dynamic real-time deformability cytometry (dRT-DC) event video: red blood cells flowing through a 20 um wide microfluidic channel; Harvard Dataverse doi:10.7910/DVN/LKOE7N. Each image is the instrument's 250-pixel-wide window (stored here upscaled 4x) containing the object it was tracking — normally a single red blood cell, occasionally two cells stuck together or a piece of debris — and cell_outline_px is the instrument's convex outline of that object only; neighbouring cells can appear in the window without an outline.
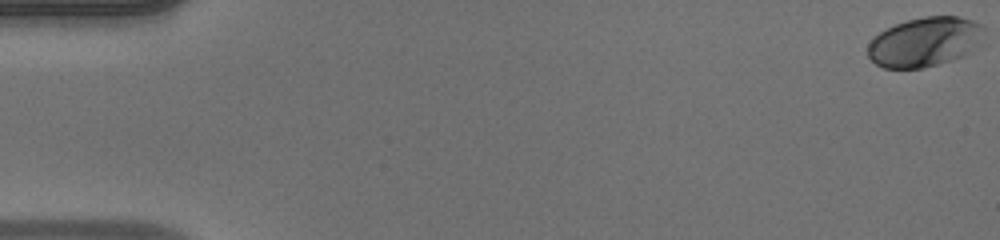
{"species": "human", "species_latin": "Homo sapiens", "temperature_condition": "warm", "stored_images_in_passage": 50, "camera_frame_rate_fps": 3000, "um_per_image_px": 0.085, "donor": {"sex": "male"}, "frame": {"image": 1, "passage_image": 1, "time_ms": 0.0, "image_size_px": [1000, 240], "cell_outline_px": [[984, 48], [964, 56], [952, 60], [924, 68], [884, 68], [876, 64], [868, 56], [868, 44], [880, 32], [896, 24], [908, 20], [924, 16], [956, 16], [972, 20], [980, 24], [984, 28]], "centroid_in_image_um": [78.72, 3.57], "position_along_channel_um": 6.3, "area_um2": 34.1}}
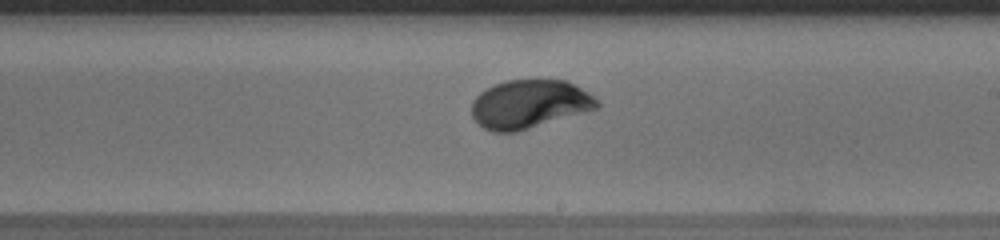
{"frame": {"image": 2, "passage_image": 30, "time_ms": 9.667, "image_size_px": [1000, 240], "cell_outline_px": [[600, 108], [516, 132], [492, 132], [484, 128], [472, 116], [472, 100], [480, 92], [496, 84], [508, 80], [568, 80], [588, 92], [600, 104]], "centroid_in_image_um": [45.01, 8.85], "position_along_channel_um": 244.0, "area_um2": 35.37}}
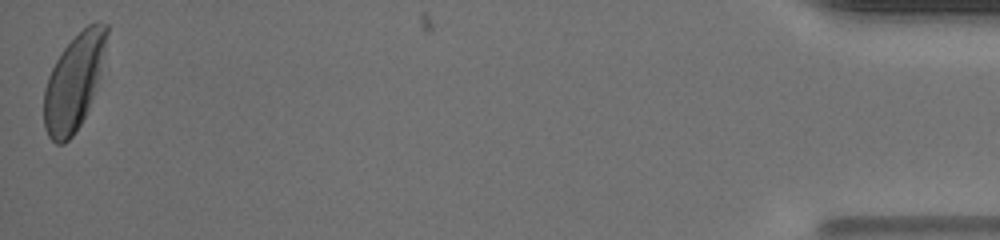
{"frame": {"image": 3, "passage_image": 50, "time_ms": 16.333, "image_size_px": [1000, 240], "cell_outline_px": [[108, 32], [96, 88], [88, 108], [80, 124], [72, 136], [64, 144], [56, 144], [48, 136], [44, 128], [44, 88], [48, 76], [60, 52], [88, 24], [96, 20], [108, 24]], "centroid_in_image_um": [6.26, 6.98], "position_along_channel_um": 428.9, "area_um2": 34.62}, "authors_computed_cell_mechanics": {"area_um2": 34.7956, "velocity_mm_per_s": 4.1722, "shape_relaxation_time_tau1_ms": 2.1575, "shape_relaxation_time_tau2_ms": null, "deformation_change_tau1": 0.1412, "deformation_change_tau2": null}}